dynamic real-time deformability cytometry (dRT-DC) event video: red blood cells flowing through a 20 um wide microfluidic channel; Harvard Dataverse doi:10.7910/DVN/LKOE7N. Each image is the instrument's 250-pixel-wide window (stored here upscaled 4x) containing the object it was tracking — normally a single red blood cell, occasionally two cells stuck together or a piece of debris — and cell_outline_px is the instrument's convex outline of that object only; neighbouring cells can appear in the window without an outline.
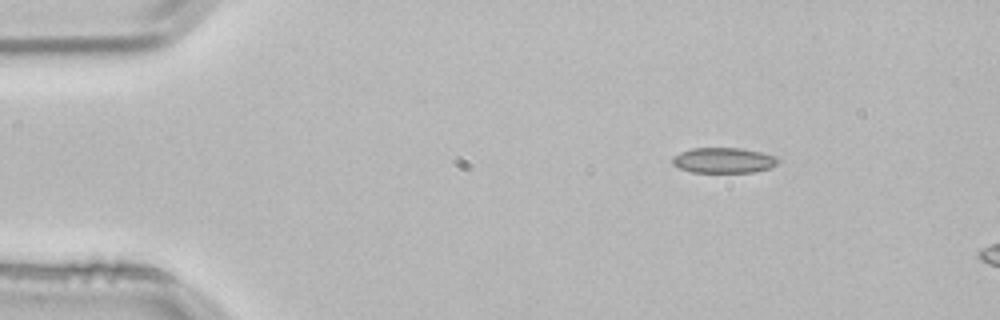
{"species": "common noctule bat (a hibernating species)", "species_latin": "Nyctalus noctula", "temperature_condition": "room temperature", "stored_images_in_passage": 2, "camera_frame_rate_fps": 3000, "um_per_image_px": 0.085, "animal": {"sex": "male", "body_mass_g": 21.5, "forearm_length_mm": 52.0}, "frame": {"image": 1, "passage_image": 1, "time_ms": 0.0, "image_size_px": [1000, 320], "cell_outline_px": [[780, 160], [776, 164], [768, 168], [752, 172], [692, 172], [680, 168], [672, 164], [672, 156], [680, 152], [692, 148], [740, 148], [760, 152], [776, 156]], "centroid_in_image_um": [61.48, 13.62], "position_along_channel_um": 23.5, "area_um2": 15.55}}